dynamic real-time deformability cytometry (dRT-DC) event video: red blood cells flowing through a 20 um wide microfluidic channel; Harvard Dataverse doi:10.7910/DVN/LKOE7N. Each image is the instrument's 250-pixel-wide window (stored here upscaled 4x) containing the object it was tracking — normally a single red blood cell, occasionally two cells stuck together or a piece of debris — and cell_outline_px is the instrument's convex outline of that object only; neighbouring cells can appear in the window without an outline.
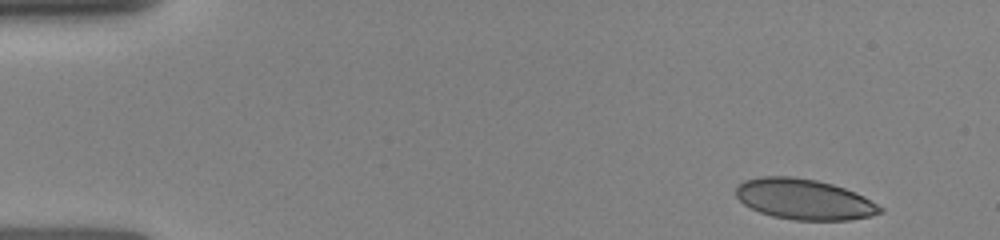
{"species": "human", "species_latin": "Homo sapiens", "temperature_condition": "room temperature", "stored_images_in_passage": 13, "camera_frame_rate_fps": 3000, "um_per_image_px": 0.085, "donor": {"sex": "female"}, "frame": {"image": 1, "passage_image": 1, "time_ms": 0.0, "image_size_px": [1000, 240], "cell_outline_px": [[884, 212], [872, 216], [848, 220], [792, 220], [772, 216], [760, 212], [744, 204], [736, 196], [736, 188], [744, 180], [760, 176], [792, 176], [816, 180], [832, 184], [856, 192], [864, 196], [884, 208]], "centroid_in_image_um": [68.38, 16.94], "position_along_channel_um": 16.6, "area_um2": 34.22}}
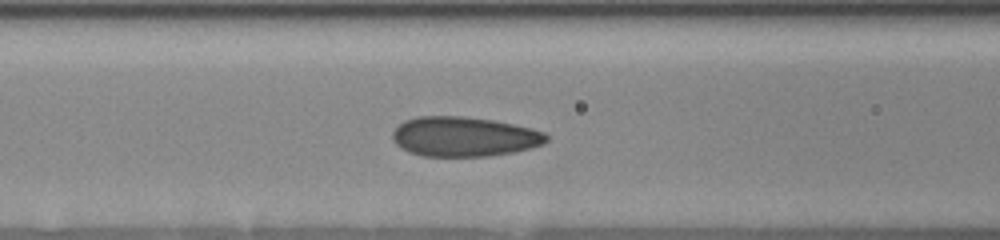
{"frame": {"image": 2, "passage_image": 8, "time_ms": 5.333, "image_size_px": [1000, 240], "cell_outline_px": [[548, 140], [544, 144], [512, 152], [488, 156], [424, 156], [408, 152], [400, 148], [392, 140], [392, 132], [404, 120], [416, 116], [464, 116], [492, 120], [532, 128], [544, 132], [548, 136]], "centroid_in_image_um": [39.41, 11.61], "position_along_channel_um": 127.2, "area_um2": 35.72}}
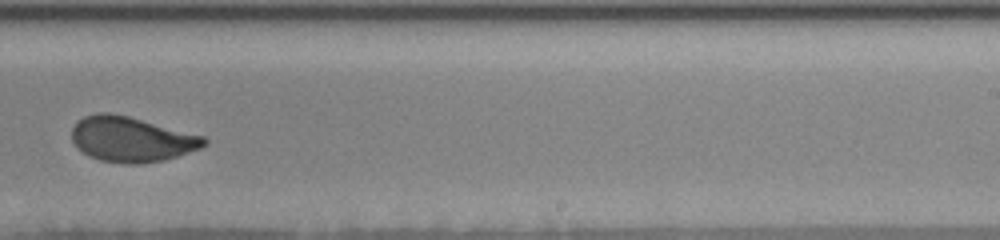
{"frame": {"image": 3, "passage_image": 13, "time_ms": 9.0, "image_size_px": [1000, 240], "cell_outline_px": [[208, 144], [200, 148], [164, 160], [140, 164], [124, 164], [100, 160], [88, 156], [76, 148], [72, 140], [72, 128], [76, 120], [84, 116], [96, 112], [108, 112], [128, 116], [204, 136], [208, 140]], "centroid_in_image_um": [11.13, 11.84], "position_along_channel_um": 277.9, "area_um2": 35.03}}